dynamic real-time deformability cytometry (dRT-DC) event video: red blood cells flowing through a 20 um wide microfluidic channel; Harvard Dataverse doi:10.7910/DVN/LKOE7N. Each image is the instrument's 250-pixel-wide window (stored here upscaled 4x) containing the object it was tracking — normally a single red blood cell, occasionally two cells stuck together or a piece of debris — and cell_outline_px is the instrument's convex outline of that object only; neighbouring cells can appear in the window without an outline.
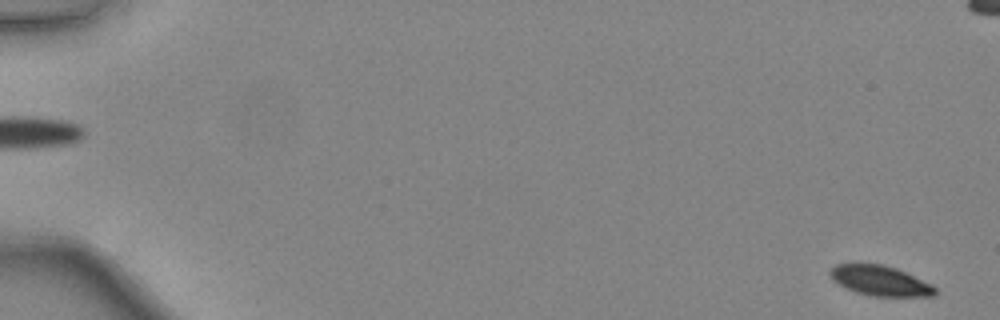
{"species": "common noctule bat (a hibernating species)", "species_latin": "Nyctalus noctula", "temperature_condition": "warm", "stored_images_in_passage": 50, "camera_frame_rate_fps": 3000, "um_per_image_px": 0.085, "animal": {"sex": "female", "body_mass_g": 24.6, "forearm_length_mm": 56.2}, "frame": {"image": 1, "passage_image": 2, "time_ms": 0.333, "image_size_px": [1000, 320], "cell_outline_px": [[936, 296], [872, 296], [856, 292], [844, 288], [832, 280], [828, 272], [836, 264], [880, 264], [896, 268], [932, 284], [936, 288]], "centroid_in_image_um": [74.8, 23.87], "position_along_channel_um": 10.2, "area_um2": 18.38}}
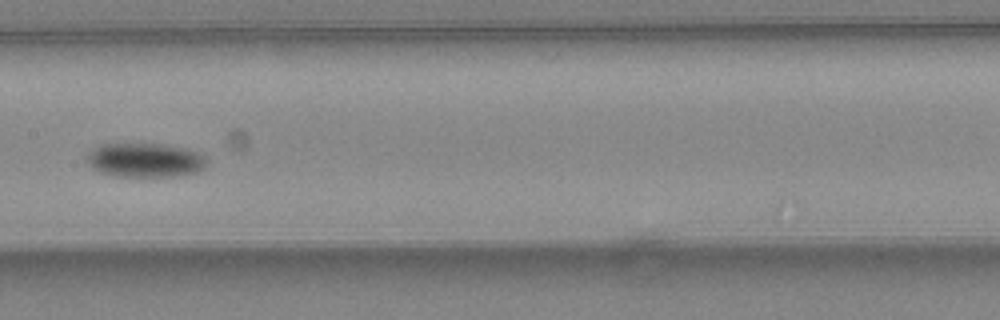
{"frame": {"image": 2, "passage_image": 27, "time_ms": 8.667, "image_size_px": [1000, 320], "cell_outline_px": [[208, 160], [196, 172], [172, 176], [116, 176], [100, 172], [92, 168], [88, 164], [88, 152], [104, 144], [160, 144], [180, 148], [196, 152]], "centroid_in_image_um": [12.27, 13.62], "position_along_channel_um": 195.1, "area_um2": 23.18}}
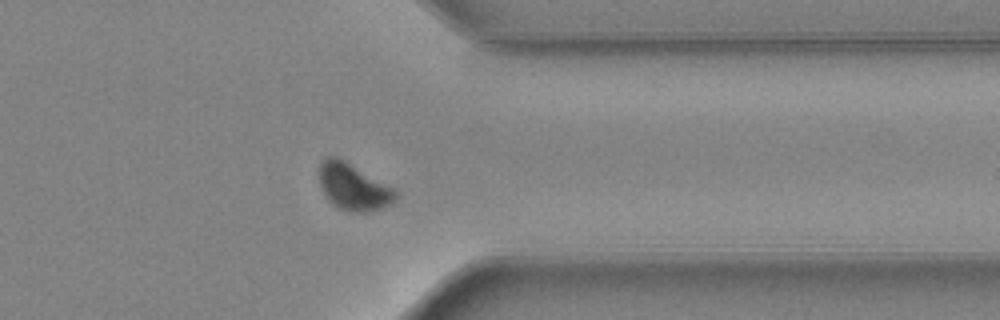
{"frame": {"image": 3, "passage_image": 40, "time_ms": 13.0, "image_size_px": [1000, 320], "cell_outline_px": [[396, 200], [380, 208], [368, 212], [348, 212], [332, 204], [328, 200], [320, 184], [320, 160], [328, 156], [336, 156], [344, 160], [396, 188]], "centroid_in_image_um": [30.04, 15.87], "position_along_channel_um": 381.4, "area_um2": 20.75}, "authors_computed_cell_mechanics": {"area_um2": 21.1837, "velocity_mm_per_s": 4.3811, "shape_relaxation_time_tau1_ms": 4.0424, "shape_relaxation_time_tau2_ms": null, "deformation_change_tau1": 0.1391, "deformation_change_tau2": null}}